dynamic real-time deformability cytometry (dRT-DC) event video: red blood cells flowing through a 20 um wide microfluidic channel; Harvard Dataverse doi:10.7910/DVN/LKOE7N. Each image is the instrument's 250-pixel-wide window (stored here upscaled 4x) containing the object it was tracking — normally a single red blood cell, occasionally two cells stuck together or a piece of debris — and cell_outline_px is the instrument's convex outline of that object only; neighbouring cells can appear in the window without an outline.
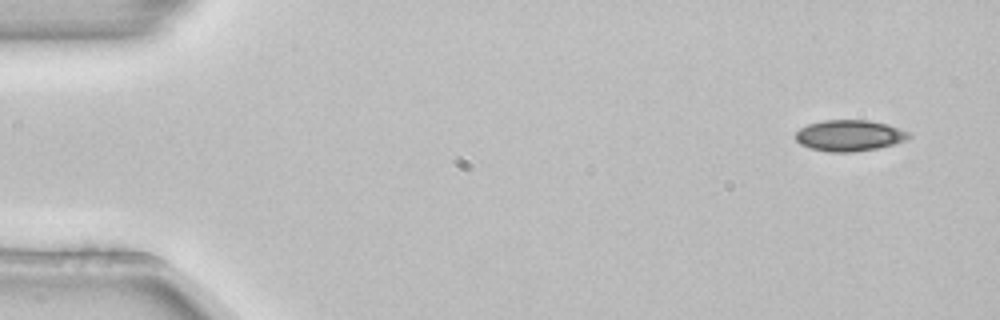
{"species": "common noctule bat (a hibernating species)", "species_latin": "Nyctalus noctula", "temperature_condition": "room temperature", "stored_images_in_passage": 4, "camera_frame_rate_fps": 3000, "um_per_image_px": 0.085, "animal": {"sex": "female", "body_mass_g": 22.7, "forearm_length_mm": 54.2}, "frame": {"image": 1, "passage_image": 1, "time_ms": 0.0, "image_size_px": [1000, 320], "cell_outline_px": [[912, 136], [896, 144], [876, 148], [852, 152], [828, 152], [812, 148], [800, 144], [796, 140], [796, 132], [800, 128], [808, 124], [824, 120], [868, 120], [888, 124], [900, 128], [908, 132]], "centroid_in_image_um": [72.21, 11.51], "position_along_channel_um": 12.8, "area_um2": 20.52}}
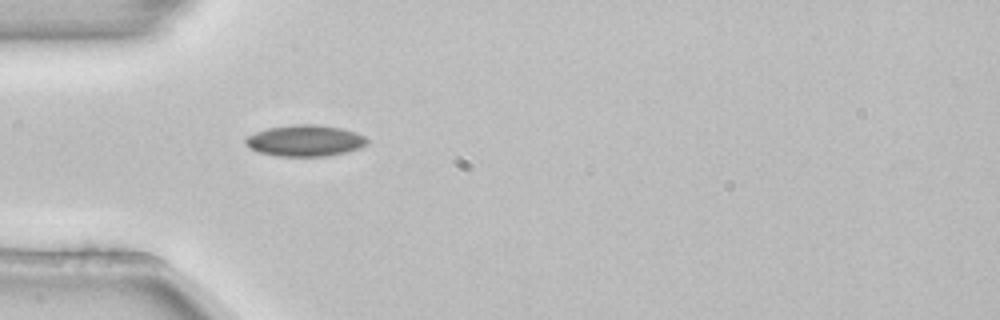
{"frame": {"image": 2, "passage_image": 4, "time_ms": 1.0, "image_size_px": [1000, 320], "cell_outline_px": [[368, 144], [360, 148], [328, 156], [276, 156], [260, 152], [252, 148], [244, 140], [248, 136], [256, 132], [268, 128], [292, 124], [316, 124], [340, 128], [356, 132], [364, 136], [368, 140]], "centroid_in_image_um": [25.97, 11.95], "position_along_channel_um": 59.0, "area_um2": 22.02}}